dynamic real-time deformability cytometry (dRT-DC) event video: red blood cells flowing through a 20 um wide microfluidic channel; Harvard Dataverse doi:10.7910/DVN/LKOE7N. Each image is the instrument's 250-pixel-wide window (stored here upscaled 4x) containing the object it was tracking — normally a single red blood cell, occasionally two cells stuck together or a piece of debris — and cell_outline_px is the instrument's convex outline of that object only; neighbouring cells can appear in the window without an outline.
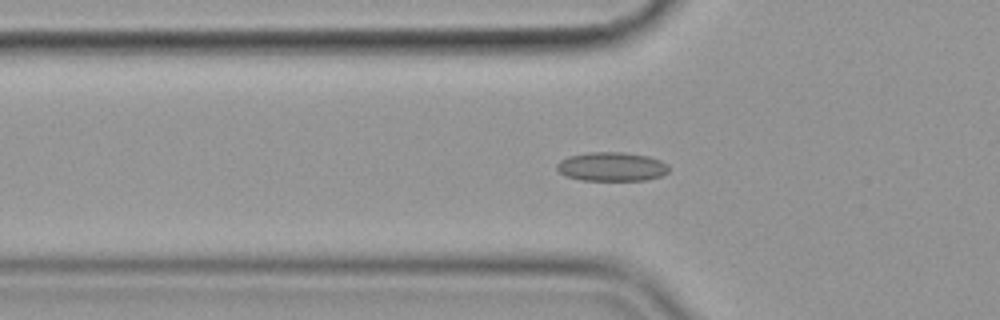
{"species": "common noctule bat (a hibernating species)", "species_latin": "Nyctalus noctula", "temperature_condition": "cold", "stored_images_in_passage": 47, "camera_frame_rate_fps": 3000, "um_per_image_px": 0.085, "animal": {"sex": "female", "body_mass_g": 19.9}, "frame": {"image": 1, "passage_image": 17, "time_ms": 5.333, "image_size_px": [1000, 320], "cell_outline_px": [[668, 172], [660, 176], [648, 180], [580, 180], [564, 176], [556, 168], [556, 164], [560, 160], [568, 156], [588, 152], [624, 152], [648, 156], [660, 160], [668, 164]], "centroid_in_image_um": [51.97, 14.16], "position_along_channel_um": 73.8, "area_um2": 19.07}}
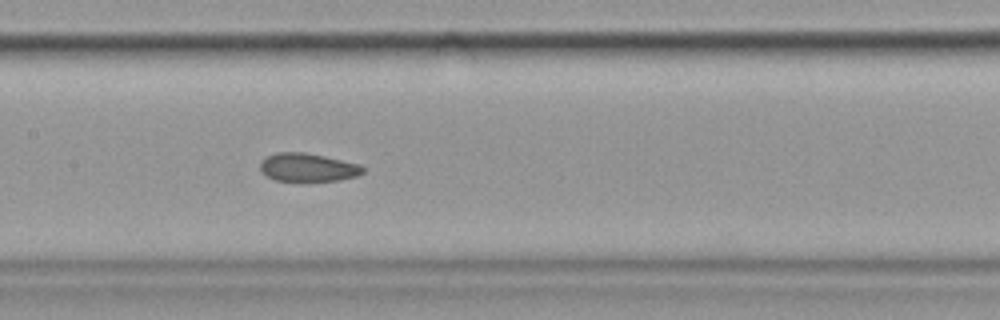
{"frame": {"image": 2, "passage_image": 26, "time_ms": 8.333, "image_size_px": [1000, 320], "cell_outline_px": [[364, 172], [356, 176], [340, 180], [304, 184], [276, 180], [268, 176], [260, 168], [260, 160], [264, 156], [276, 152], [304, 152], [324, 156], [360, 164], [364, 168]], "centroid_in_image_um": [26.15, 14.26], "position_along_channel_um": 181.3, "area_um2": 17.69}}
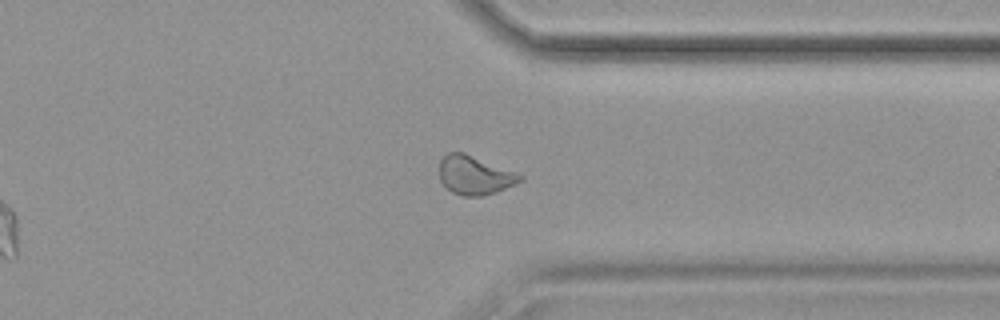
{"frame": {"image": 3, "passage_image": 42, "time_ms": 13.667, "image_size_px": [1000, 320], "cell_outline_px": [[524, 180], [496, 192], [480, 196], [460, 196], [452, 192], [440, 180], [440, 160], [448, 152], [464, 152], [524, 176]], "centroid_in_image_um": [40.34, 14.9], "position_along_channel_um": 371.1, "area_um2": 18.03}, "authors_computed_cell_mechanics": {"area_um2": 18.0336, "velocity_mm_per_s": 3.5634, "shape_relaxation_time_tau1_ms": null, "shape_relaxation_time_tau2_ms": 1.6873, "deformation_change_tau1": null, "deformation_change_tau2": 0.069}}